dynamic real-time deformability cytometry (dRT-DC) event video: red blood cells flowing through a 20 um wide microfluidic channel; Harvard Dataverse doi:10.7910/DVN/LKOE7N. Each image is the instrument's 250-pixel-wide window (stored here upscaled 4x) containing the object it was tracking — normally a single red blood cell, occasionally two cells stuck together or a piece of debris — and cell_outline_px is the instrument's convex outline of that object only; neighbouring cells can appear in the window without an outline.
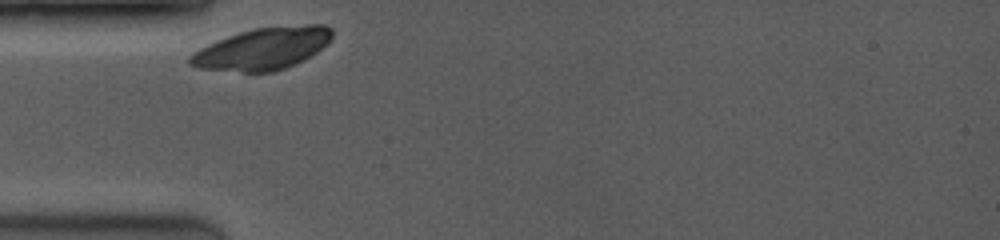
{"species": "common noctule bat (a hibernating species)", "species_latin": "Nyctalus noctula", "temperature_condition": "room temperature", "stored_images_in_passage": 7, "camera_frame_rate_fps": 3500, "um_per_image_px": 0.085, "animal": {"sex": "female", "body_mass_g": 19.0, "forearm_length_mm": 53.3}, "frame": {"image": 1, "passage_image": 1, "time_ms": 0.0, "image_size_px": [1000, 240], "cell_outline_px": [[332, 36], [328, 44], [304, 60], [284, 68], [272, 72], [244, 72], [196, 68], [188, 64], [188, 56], [192, 52], [208, 44], [228, 36], [240, 32], [256, 28], [308, 24], [324, 24], [332, 28]], "centroid_in_image_um": [22.32, 4.14], "position_along_channel_um": 62.7, "area_um2": 34.8}}
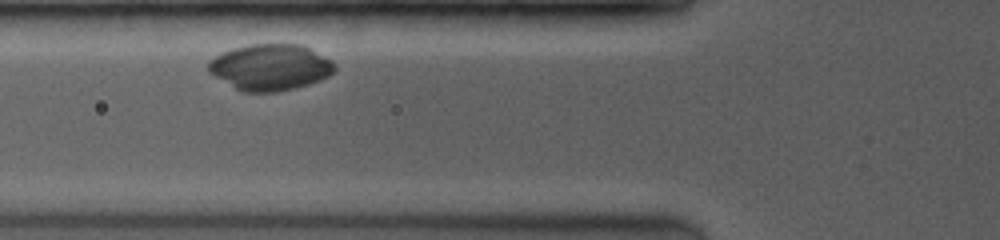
{"frame": {"image": 2, "passage_image": 3, "time_ms": 1.143, "image_size_px": [1000, 240], "cell_outline_px": [[336, 68], [328, 76], [320, 80], [308, 84], [276, 92], [244, 92], [236, 88], [208, 72], [208, 60], [232, 48], [248, 44], [300, 44], [332, 60], [336, 64]], "centroid_in_image_um": [22.97, 5.7], "position_along_channel_um": 102.8, "area_um2": 33.76}}